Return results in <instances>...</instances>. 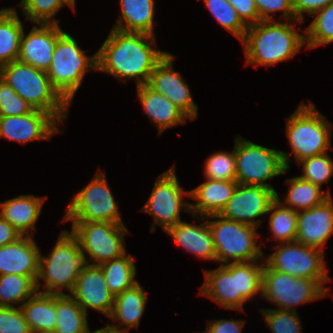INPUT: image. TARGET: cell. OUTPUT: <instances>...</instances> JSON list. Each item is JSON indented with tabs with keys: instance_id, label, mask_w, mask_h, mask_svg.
<instances>
[{
	"instance_id": "obj_26",
	"label": "cell",
	"mask_w": 333,
	"mask_h": 333,
	"mask_svg": "<svg viewBox=\"0 0 333 333\" xmlns=\"http://www.w3.org/2000/svg\"><path fill=\"white\" fill-rule=\"evenodd\" d=\"M167 233L175 244L195 254L198 258L216 261V250L208 220L198 225L179 221Z\"/></svg>"
},
{
	"instance_id": "obj_14",
	"label": "cell",
	"mask_w": 333,
	"mask_h": 333,
	"mask_svg": "<svg viewBox=\"0 0 333 333\" xmlns=\"http://www.w3.org/2000/svg\"><path fill=\"white\" fill-rule=\"evenodd\" d=\"M185 195L190 197V191L180 187L174 166L156 179L149 199L141 208L154 218L150 232H154L155 225H159L167 233L181 221V210L191 213L190 203L182 200Z\"/></svg>"
},
{
	"instance_id": "obj_49",
	"label": "cell",
	"mask_w": 333,
	"mask_h": 333,
	"mask_svg": "<svg viewBox=\"0 0 333 333\" xmlns=\"http://www.w3.org/2000/svg\"><path fill=\"white\" fill-rule=\"evenodd\" d=\"M97 333H110V332L106 331L104 328H101L97 329Z\"/></svg>"
},
{
	"instance_id": "obj_4",
	"label": "cell",
	"mask_w": 333,
	"mask_h": 333,
	"mask_svg": "<svg viewBox=\"0 0 333 333\" xmlns=\"http://www.w3.org/2000/svg\"><path fill=\"white\" fill-rule=\"evenodd\" d=\"M0 77L34 109L50 113L59 123L67 119L70 104L52 86L46 71L16 60L0 67Z\"/></svg>"
},
{
	"instance_id": "obj_23",
	"label": "cell",
	"mask_w": 333,
	"mask_h": 333,
	"mask_svg": "<svg viewBox=\"0 0 333 333\" xmlns=\"http://www.w3.org/2000/svg\"><path fill=\"white\" fill-rule=\"evenodd\" d=\"M147 297L143 287L137 283L130 289L124 290L114 298V306L110 319L119 321V324H107L103 327L110 333H128L133 327H138L142 314L145 311ZM126 325L125 328L121 326Z\"/></svg>"
},
{
	"instance_id": "obj_51",
	"label": "cell",
	"mask_w": 333,
	"mask_h": 333,
	"mask_svg": "<svg viewBox=\"0 0 333 333\" xmlns=\"http://www.w3.org/2000/svg\"><path fill=\"white\" fill-rule=\"evenodd\" d=\"M71 4H72V6L75 8V1L76 0H68Z\"/></svg>"
},
{
	"instance_id": "obj_6",
	"label": "cell",
	"mask_w": 333,
	"mask_h": 333,
	"mask_svg": "<svg viewBox=\"0 0 333 333\" xmlns=\"http://www.w3.org/2000/svg\"><path fill=\"white\" fill-rule=\"evenodd\" d=\"M97 70L96 53L86 56L76 39L63 32L57 39L47 75L52 86L69 103L88 71Z\"/></svg>"
},
{
	"instance_id": "obj_21",
	"label": "cell",
	"mask_w": 333,
	"mask_h": 333,
	"mask_svg": "<svg viewBox=\"0 0 333 333\" xmlns=\"http://www.w3.org/2000/svg\"><path fill=\"white\" fill-rule=\"evenodd\" d=\"M40 252L32 236H21L15 242L0 247V275L18 274L37 281Z\"/></svg>"
},
{
	"instance_id": "obj_34",
	"label": "cell",
	"mask_w": 333,
	"mask_h": 333,
	"mask_svg": "<svg viewBox=\"0 0 333 333\" xmlns=\"http://www.w3.org/2000/svg\"><path fill=\"white\" fill-rule=\"evenodd\" d=\"M268 213L269 229L279 243L294 242L297 238V212L283 206L277 199L271 204Z\"/></svg>"
},
{
	"instance_id": "obj_44",
	"label": "cell",
	"mask_w": 333,
	"mask_h": 333,
	"mask_svg": "<svg viewBox=\"0 0 333 333\" xmlns=\"http://www.w3.org/2000/svg\"><path fill=\"white\" fill-rule=\"evenodd\" d=\"M237 11L241 20L251 26L261 21L254 0H227Z\"/></svg>"
},
{
	"instance_id": "obj_25",
	"label": "cell",
	"mask_w": 333,
	"mask_h": 333,
	"mask_svg": "<svg viewBox=\"0 0 333 333\" xmlns=\"http://www.w3.org/2000/svg\"><path fill=\"white\" fill-rule=\"evenodd\" d=\"M46 197L20 195L0 203V215L22 236H32ZM31 231V234L29 233Z\"/></svg>"
},
{
	"instance_id": "obj_13",
	"label": "cell",
	"mask_w": 333,
	"mask_h": 333,
	"mask_svg": "<svg viewBox=\"0 0 333 333\" xmlns=\"http://www.w3.org/2000/svg\"><path fill=\"white\" fill-rule=\"evenodd\" d=\"M264 262L273 270L287 273L293 277L317 280L328 292L324 282L329 281L324 252L297 241L280 243Z\"/></svg>"
},
{
	"instance_id": "obj_39",
	"label": "cell",
	"mask_w": 333,
	"mask_h": 333,
	"mask_svg": "<svg viewBox=\"0 0 333 333\" xmlns=\"http://www.w3.org/2000/svg\"><path fill=\"white\" fill-rule=\"evenodd\" d=\"M331 159L326 152L299 161V165L303 166V174L299 177L321 188L322 184L328 183L333 175V161Z\"/></svg>"
},
{
	"instance_id": "obj_41",
	"label": "cell",
	"mask_w": 333,
	"mask_h": 333,
	"mask_svg": "<svg viewBox=\"0 0 333 333\" xmlns=\"http://www.w3.org/2000/svg\"><path fill=\"white\" fill-rule=\"evenodd\" d=\"M34 108L0 77V116H19Z\"/></svg>"
},
{
	"instance_id": "obj_47",
	"label": "cell",
	"mask_w": 333,
	"mask_h": 333,
	"mask_svg": "<svg viewBox=\"0 0 333 333\" xmlns=\"http://www.w3.org/2000/svg\"><path fill=\"white\" fill-rule=\"evenodd\" d=\"M22 235L0 215V247L15 242Z\"/></svg>"
},
{
	"instance_id": "obj_31",
	"label": "cell",
	"mask_w": 333,
	"mask_h": 333,
	"mask_svg": "<svg viewBox=\"0 0 333 333\" xmlns=\"http://www.w3.org/2000/svg\"><path fill=\"white\" fill-rule=\"evenodd\" d=\"M23 30L16 8L0 15V67L18 59Z\"/></svg>"
},
{
	"instance_id": "obj_48",
	"label": "cell",
	"mask_w": 333,
	"mask_h": 333,
	"mask_svg": "<svg viewBox=\"0 0 333 333\" xmlns=\"http://www.w3.org/2000/svg\"><path fill=\"white\" fill-rule=\"evenodd\" d=\"M12 9H13V8H8V7H7V8H4V7H3V9L0 10V15L9 12V11H11Z\"/></svg>"
},
{
	"instance_id": "obj_20",
	"label": "cell",
	"mask_w": 333,
	"mask_h": 333,
	"mask_svg": "<svg viewBox=\"0 0 333 333\" xmlns=\"http://www.w3.org/2000/svg\"><path fill=\"white\" fill-rule=\"evenodd\" d=\"M333 234V201L331 196L321 205L297 212L298 243L323 250Z\"/></svg>"
},
{
	"instance_id": "obj_42",
	"label": "cell",
	"mask_w": 333,
	"mask_h": 333,
	"mask_svg": "<svg viewBox=\"0 0 333 333\" xmlns=\"http://www.w3.org/2000/svg\"><path fill=\"white\" fill-rule=\"evenodd\" d=\"M0 333H32L20 307H0Z\"/></svg>"
},
{
	"instance_id": "obj_45",
	"label": "cell",
	"mask_w": 333,
	"mask_h": 333,
	"mask_svg": "<svg viewBox=\"0 0 333 333\" xmlns=\"http://www.w3.org/2000/svg\"><path fill=\"white\" fill-rule=\"evenodd\" d=\"M330 3H333V0H292L295 18L302 23L304 22V13L313 16Z\"/></svg>"
},
{
	"instance_id": "obj_50",
	"label": "cell",
	"mask_w": 333,
	"mask_h": 333,
	"mask_svg": "<svg viewBox=\"0 0 333 333\" xmlns=\"http://www.w3.org/2000/svg\"><path fill=\"white\" fill-rule=\"evenodd\" d=\"M33 333H56L55 331H36Z\"/></svg>"
},
{
	"instance_id": "obj_9",
	"label": "cell",
	"mask_w": 333,
	"mask_h": 333,
	"mask_svg": "<svg viewBox=\"0 0 333 333\" xmlns=\"http://www.w3.org/2000/svg\"><path fill=\"white\" fill-rule=\"evenodd\" d=\"M201 217L200 220L218 218L214 221L208 220L216 250V261L225 265L231 262H253L259 258L264 259L265 254L260 245L256 244L255 238L260 235L256 232L257 227L225 219L219 214Z\"/></svg>"
},
{
	"instance_id": "obj_32",
	"label": "cell",
	"mask_w": 333,
	"mask_h": 333,
	"mask_svg": "<svg viewBox=\"0 0 333 333\" xmlns=\"http://www.w3.org/2000/svg\"><path fill=\"white\" fill-rule=\"evenodd\" d=\"M133 256H123L100 264L109 291L117 296L124 290L130 289L138 282L135 280L136 266Z\"/></svg>"
},
{
	"instance_id": "obj_18",
	"label": "cell",
	"mask_w": 333,
	"mask_h": 333,
	"mask_svg": "<svg viewBox=\"0 0 333 333\" xmlns=\"http://www.w3.org/2000/svg\"><path fill=\"white\" fill-rule=\"evenodd\" d=\"M69 295L86 313L88 308L97 310L108 318L112 313L115 296L109 291L99 265H88L81 271Z\"/></svg>"
},
{
	"instance_id": "obj_29",
	"label": "cell",
	"mask_w": 333,
	"mask_h": 333,
	"mask_svg": "<svg viewBox=\"0 0 333 333\" xmlns=\"http://www.w3.org/2000/svg\"><path fill=\"white\" fill-rule=\"evenodd\" d=\"M285 183L286 185L289 184L285 203L280 200L278 193H276V199L283 206L291 208L296 212L321 205L331 196L329 191L323 192L319 186L314 185L312 182L305 181L299 176L286 179Z\"/></svg>"
},
{
	"instance_id": "obj_37",
	"label": "cell",
	"mask_w": 333,
	"mask_h": 333,
	"mask_svg": "<svg viewBox=\"0 0 333 333\" xmlns=\"http://www.w3.org/2000/svg\"><path fill=\"white\" fill-rule=\"evenodd\" d=\"M204 3L221 27L231 32L240 41L244 39L248 26L227 0H204Z\"/></svg>"
},
{
	"instance_id": "obj_1",
	"label": "cell",
	"mask_w": 333,
	"mask_h": 333,
	"mask_svg": "<svg viewBox=\"0 0 333 333\" xmlns=\"http://www.w3.org/2000/svg\"><path fill=\"white\" fill-rule=\"evenodd\" d=\"M155 36L146 33L111 29L107 39L96 51L97 70L123 79L147 84L156 64L167 52L154 49Z\"/></svg>"
},
{
	"instance_id": "obj_5",
	"label": "cell",
	"mask_w": 333,
	"mask_h": 333,
	"mask_svg": "<svg viewBox=\"0 0 333 333\" xmlns=\"http://www.w3.org/2000/svg\"><path fill=\"white\" fill-rule=\"evenodd\" d=\"M86 255L77 238L64 230L50 254L47 257L40 255L37 291L41 292L39 280L42 279L45 281L42 293L66 294L62 292L63 288L71 292L79 273L89 265Z\"/></svg>"
},
{
	"instance_id": "obj_46",
	"label": "cell",
	"mask_w": 333,
	"mask_h": 333,
	"mask_svg": "<svg viewBox=\"0 0 333 333\" xmlns=\"http://www.w3.org/2000/svg\"><path fill=\"white\" fill-rule=\"evenodd\" d=\"M244 323V319H214L208 321L206 331L203 333H241Z\"/></svg>"
},
{
	"instance_id": "obj_12",
	"label": "cell",
	"mask_w": 333,
	"mask_h": 333,
	"mask_svg": "<svg viewBox=\"0 0 333 333\" xmlns=\"http://www.w3.org/2000/svg\"><path fill=\"white\" fill-rule=\"evenodd\" d=\"M128 232L124 224L111 222H72L71 229L81 250L88 253L89 265H100L126 254L123 240Z\"/></svg>"
},
{
	"instance_id": "obj_43",
	"label": "cell",
	"mask_w": 333,
	"mask_h": 333,
	"mask_svg": "<svg viewBox=\"0 0 333 333\" xmlns=\"http://www.w3.org/2000/svg\"><path fill=\"white\" fill-rule=\"evenodd\" d=\"M261 21H272L273 13L282 11L285 21L297 20L292 6V0H254Z\"/></svg>"
},
{
	"instance_id": "obj_35",
	"label": "cell",
	"mask_w": 333,
	"mask_h": 333,
	"mask_svg": "<svg viewBox=\"0 0 333 333\" xmlns=\"http://www.w3.org/2000/svg\"><path fill=\"white\" fill-rule=\"evenodd\" d=\"M315 18L304 30L306 48L333 42V3L313 15Z\"/></svg>"
},
{
	"instance_id": "obj_11",
	"label": "cell",
	"mask_w": 333,
	"mask_h": 333,
	"mask_svg": "<svg viewBox=\"0 0 333 333\" xmlns=\"http://www.w3.org/2000/svg\"><path fill=\"white\" fill-rule=\"evenodd\" d=\"M328 293L317 280L293 277L264 263L261 297L278 309L296 311L295 306L329 296Z\"/></svg>"
},
{
	"instance_id": "obj_3",
	"label": "cell",
	"mask_w": 333,
	"mask_h": 333,
	"mask_svg": "<svg viewBox=\"0 0 333 333\" xmlns=\"http://www.w3.org/2000/svg\"><path fill=\"white\" fill-rule=\"evenodd\" d=\"M294 22L302 23L297 20H286L284 23L272 20L248 26L241 41L245 62L268 67L293 58L306 45L305 35L299 34L300 27L295 30Z\"/></svg>"
},
{
	"instance_id": "obj_33",
	"label": "cell",
	"mask_w": 333,
	"mask_h": 333,
	"mask_svg": "<svg viewBox=\"0 0 333 333\" xmlns=\"http://www.w3.org/2000/svg\"><path fill=\"white\" fill-rule=\"evenodd\" d=\"M37 292L36 281L18 274L0 275V307L14 308Z\"/></svg>"
},
{
	"instance_id": "obj_24",
	"label": "cell",
	"mask_w": 333,
	"mask_h": 333,
	"mask_svg": "<svg viewBox=\"0 0 333 333\" xmlns=\"http://www.w3.org/2000/svg\"><path fill=\"white\" fill-rule=\"evenodd\" d=\"M137 95L149 116L150 121L158 127L160 135L167 128L186 123L189 119L178 107L164 95L154 91L147 84L137 86Z\"/></svg>"
},
{
	"instance_id": "obj_17",
	"label": "cell",
	"mask_w": 333,
	"mask_h": 333,
	"mask_svg": "<svg viewBox=\"0 0 333 333\" xmlns=\"http://www.w3.org/2000/svg\"><path fill=\"white\" fill-rule=\"evenodd\" d=\"M57 124L60 125L50 113L38 109L25 115L0 116V138L20 144L50 140L52 135L62 131Z\"/></svg>"
},
{
	"instance_id": "obj_7",
	"label": "cell",
	"mask_w": 333,
	"mask_h": 333,
	"mask_svg": "<svg viewBox=\"0 0 333 333\" xmlns=\"http://www.w3.org/2000/svg\"><path fill=\"white\" fill-rule=\"evenodd\" d=\"M310 103L302 102L286 121V137L297 163L326 153L331 146V122Z\"/></svg>"
},
{
	"instance_id": "obj_2",
	"label": "cell",
	"mask_w": 333,
	"mask_h": 333,
	"mask_svg": "<svg viewBox=\"0 0 333 333\" xmlns=\"http://www.w3.org/2000/svg\"><path fill=\"white\" fill-rule=\"evenodd\" d=\"M263 261L231 262L220 264L217 269L205 270V283L200 287V294L227 310L242 311L247 300L262 294Z\"/></svg>"
},
{
	"instance_id": "obj_16",
	"label": "cell",
	"mask_w": 333,
	"mask_h": 333,
	"mask_svg": "<svg viewBox=\"0 0 333 333\" xmlns=\"http://www.w3.org/2000/svg\"><path fill=\"white\" fill-rule=\"evenodd\" d=\"M173 60V54L167 52L156 64L147 85L164 95L193 121L198 115V106L193 102L189 86L180 72L174 71Z\"/></svg>"
},
{
	"instance_id": "obj_22",
	"label": "cell",
	"mask_w": 333,
	"mask_h": 333,
	"mask_svg": "<svg viewBox=\"0 0 333 333\" xmlns=\"http://www.w3.org/2000/svg\"><path fill=\"white\" fill-rule=\"evenodd\" d=\"M205 180L204 183L190 191L189 198L198 201L190 203L191 215L197 220L200 219L199 215L220 214L238 185L237 181Z\"/></svg>"
},
{
	"instance_id": "obj_36",
	"label": "cell",
	"mask_w": 333,
	"mask_h": 333,
	"mask_svg": "<svg viewBox=\"0 0 333 333\" xmlns=\"http://www.w3.org/2000/svg\"><path fill=\"white\" fill-rule=\"evenodd\" d=\"M66 5L75 11L68 0H21L19 4L23 15L33 24H58L55 15Z\"/></svg>"
},
{
	"instance_id": "obj_19",
	"label": "cell",
	"mask_w": 333,
	"mask_h": 333,
	"mask_svg": "<svg viewBox=\"0 0 333 333\" xmlns=\"http://www.w3.org/2000/svg\"><path fill=\"white\" fill-rule=\"evenodd\" d=\"M63 32L58 24L41 23H36L27 35L23 30L17 60L47 72L57 39Z\"/></svg>"
},
{
	"instance_id": "obj_28",
	"label": "cell",
	"mask_w": 333,
	"mask_h": 333,
	"mask_svg": "<svg viewBox=\"0 0 333 333\" xmlns=\"http://www.w3.org/2000/svg\"><path fill=\"white\" fill-rule=\"evenodd\" d=\"M22 310L32 333L36 331H55L56 294L36 292L22 305Z\"/></svg>"
},
{
	"instance_id": "obj_10",
	"label": "cell",
	"mask_w": 333,
	"mask_h": 333,
	"mask_svg": "<svg viewBox=\"0 0 333 333\" xmlns=\"http://www.w3.org/2000/svg\"><path fill=\"white\" fill-rule=\"evenodd\" d=\"M67 207L63 221L71 222H111L123 224L117 202L108 186L105 173L100 171Z\"/></svg>"
},
{
	"instance_id": "obj_40",
	"label": "cell",
	"mask_w": 333,
	"mask_h": 333,
	"mask_svg": "<svg viewBox=\"0 0 333 333\" xmlns=\"http://www.w3.org/2000/svg\"><path fill=\"white\" fill-rule=\"evenodd\" d=\"M260 311L272 333H301L302 325L296 311L281 309H261Z\"/></svg>"
},
{
	"instance_id": "obj_30",
	"label": "cell",
	"mask_w": 333,
	"mask_h": 333,
	"mask_svg": "<svg viewBox=\"0 0 333 333\" xmlns=\"http://www.w3.org/2000/svg\"><path fill=\"white\" fill-rule=\"evenodd\" d=\"M56 333H91L87 313L69 295L56 294Z\"/></svg>"
},
{
	"instance_id": "obj_8",
	"label": "cell",
	"mask_w": 333,
	"mask_h": 333,
	"mask_svg": "<svg viewBox=\"0 0 333 333\" xmlns=\"http://www.w3.org/2000/svg\"><path fill=\"white\" fill-rule=\"evenodd\" d=\"M236 181L274 189L265 181L286 173L290 168L289 153L253 143L241 136L235 139Z\"/></svg>"
},
{
	"instance_id": "obj_27",
	"label": "cell",
	"mask_w": 333,
	"mask_h": 333,
	"mask_svg": "<svg viewBox=\"0 0 333 333\" xmlns=\"http://www.w3.org/2000/svg\"><path fill=\"white\" fill-rule=\"evenodd\" d=\"M154 5L155 0H120L121 15L113 29L154 36Z\"/></svg>"
},
{
	"instance_id": "obj_15",
	"label": "cell",
	"mask_w": 333,
	"mask_h": 333,
	"mask_svg": "<svg viewBox=\"0 0 333 333\" xmlns=\"http://www.w3.org/2000/svg\"><path fill=\"white\" fill-rule=\"evenodd\" d=\"M276 193L275 189L265 186L238 184L232 198L219 215L258 228L262 221L256 218L268 213L276 200Z\"/></svg>"
},
{
	"instance_id": "obj_38",
	"label": "cell",
	"mask_w": 333,
	"mask_h": 333,
	"mask_svg": "<svg viewBox=\"0 0 333 333\" xmlns=\"http://www.w3.org/2000/svg\"><path fill=\"white\" fill-rule=\"evenodd\" d=\"M204 176L211 180L236 181L234 149L231 153L219 151L212 154L204 164Z\"/></svg>"
}]
</instances>
